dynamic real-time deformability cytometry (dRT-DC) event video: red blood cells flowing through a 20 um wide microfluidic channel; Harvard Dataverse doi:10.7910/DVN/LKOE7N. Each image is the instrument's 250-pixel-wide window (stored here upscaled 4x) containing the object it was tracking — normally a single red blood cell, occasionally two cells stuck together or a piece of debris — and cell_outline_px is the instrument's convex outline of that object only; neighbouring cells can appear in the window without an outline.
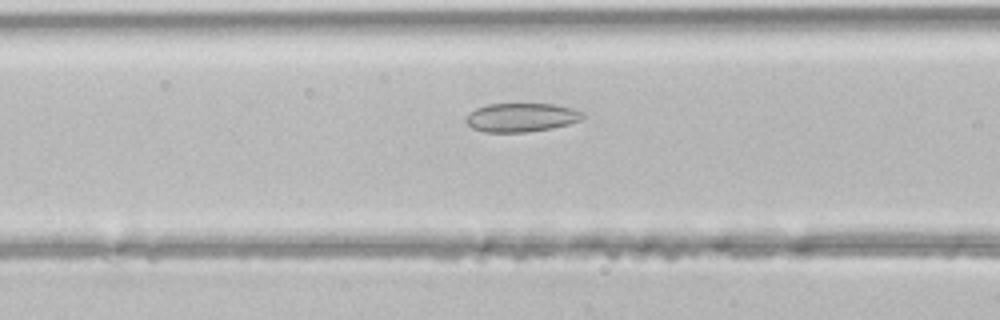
{"species": "common noctule bat (a hibernating species)", "species_latin": "Nyctalus noctula", "temperature_condition": "room temperature", "stored_images_in_passage": 32, "camera_frame_rate_fps": 3000, "um_per_image_px": 0.085, "animal": {"sex": "male", "body_mass_g": 21.5, "forearm_length_mm": 52.0}, "frame": {"image": 1, "passage_image": 12, "time_ms": 3.667, "image_size_px": [1000, 320], "cell_outline_px": [[584, 116], [580, 120], [568, 124], [552, 128], [528, 132], [484, 132], [472, 128], [464, 120], [476, 108], [488, 104], [552, 104], [572, 108], [584, 112]], "centroid_in_image_um": [44.32, 9.98], "position_along_channel_um": 122.3, "area_um2": 19.48}}
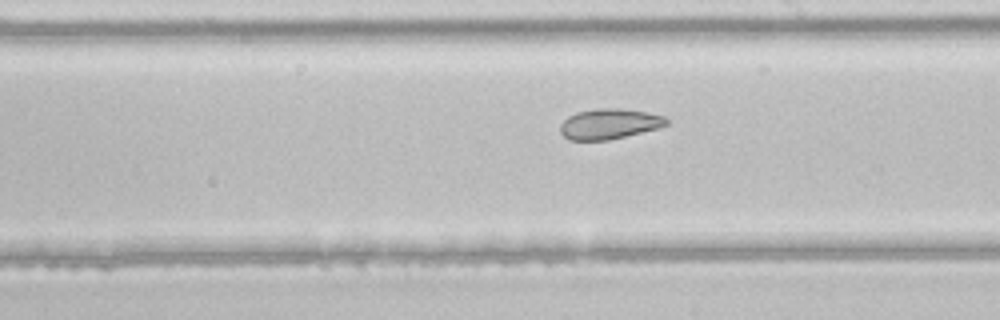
{"frame": {"image": 2, "passage_image": 20, "time_ms": 6.333, "image_size_px": [1000, 320], "cell_outline_px": [[668, 124], [656, 128], [608, 140], [568, 140], [560, 132], [560, 124], [568, 116], [576, 112], [600, 108], [620, 108], [648, 112], [664, 116], [668, 120]], "centroid_in_image_um": [51.76, 10.52], "position_along_channel_um": 237.2, "area_um2": 18.67}}
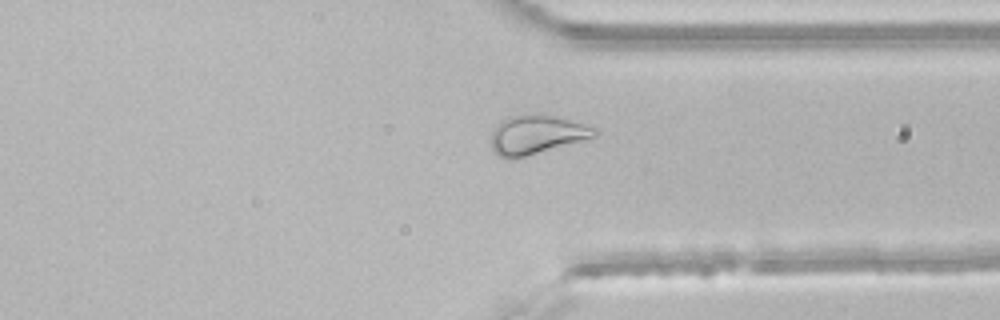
{"frame": {"image": 3, "passage_image": 29, "time_ms": 9.333, "image_size_px": [1000, 320], "cell_outline_px": [[596, 136], [584, 140], [512, 160], [496, 156], [492, 152], [492, 132], [496, 124], [500, 120], [508, 116], [524, 112], [552, 116], [568, 120], [596, 128]], "centroid_in_image_um": [45.51, 11.45], "position_along_channel_um": 365.9, "area_um2": 23.7}}